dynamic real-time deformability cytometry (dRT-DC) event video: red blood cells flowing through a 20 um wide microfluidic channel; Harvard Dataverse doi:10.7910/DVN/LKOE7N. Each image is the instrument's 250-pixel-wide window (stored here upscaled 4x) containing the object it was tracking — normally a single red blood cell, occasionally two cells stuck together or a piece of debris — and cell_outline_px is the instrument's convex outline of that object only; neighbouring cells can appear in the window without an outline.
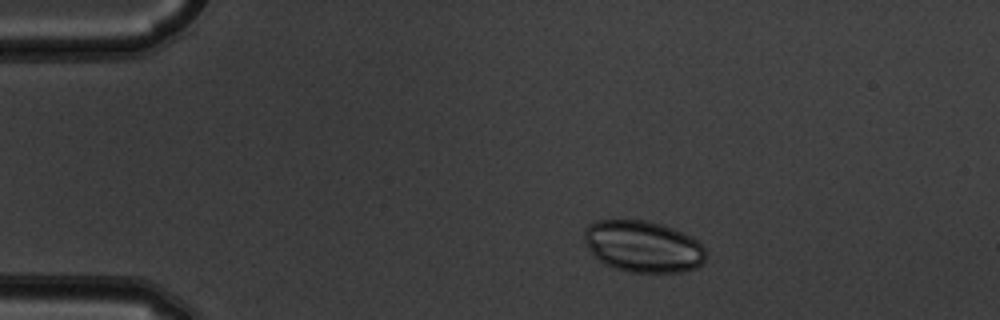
{"species": "common noctule bat (a hibernating species)", "species_latin": "Nyctalus noctula", "temperature_condition": "warm", "stored_images_in_passage": 6, "camera_frame_rate_fps": 3000, "um_per_image_px": 0.085, "animal": {"sex": "male", "body_mass_g": 19.5, "forearm_length_mm": 54.6}, "frame": {"image": 1, "passage_image": 2, "time_ms": 0.333, "image_size_px": [1000, 320], "cell_outline_px": [[704, 264], [696, 268], [684, 272], [628, 272], [612, 268], [604, 264], [588, 248], [584, 240], [584, 228], [588, 224], [596, 220], [648, 220], [672, 228], [692, 236], [704, 248]], "centroid_in_image_um": [54.65, 20.95], "position_along_channel_um": 30.4, "area_um2": 36.7}}
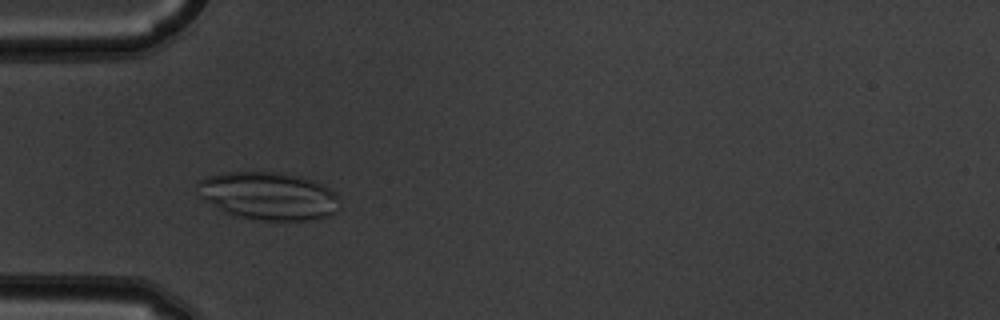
{"frame": {"image": 2, "passage_image": 4, "time_ms": 1.0, "image_size_px": [1000, 320], "cell_outline_px": [[340, 208], [328, 216], [312, 220], [260, 220], [232, 216], [224, 212], [200, 196], [196, 184], [196, 180], [208, 176], [224, 172], [280, 172], [300, 176], [312, 180], [336, 192], [340, 200]], "centroid_in_image_um": [22.82, 16.65], "position_along_channel_um": 62.2, "area_um2": 39.94}}
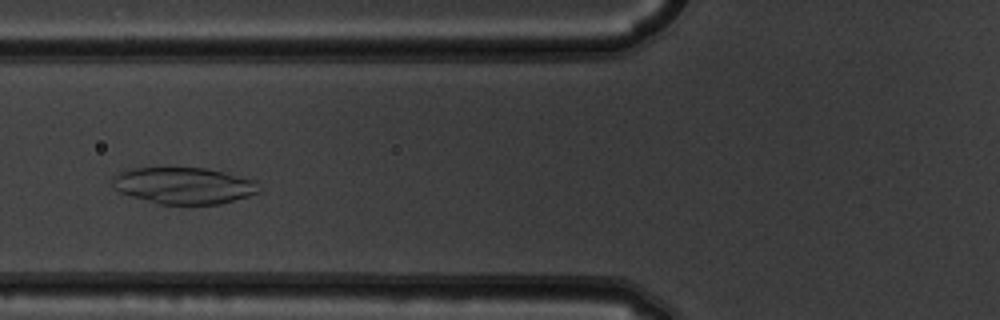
{"frame": {"image": 3, "passage_image": 5, "time_ms": 1.333, "image_size_px": [1000, 320], "cell_outline_px": [[260, 192], [248, 196], [220, 204], [160, 204], [132, 196], [120, 192], [112, 184], [112, 176], [120, 172], [132, 168], [204, 168], [224, 172], [256, 180], [260, 188]], "centroid_in_image_um": [15.64, 15.77], "position_along_channel_um": 110.2, "area_um2": 31.1}}